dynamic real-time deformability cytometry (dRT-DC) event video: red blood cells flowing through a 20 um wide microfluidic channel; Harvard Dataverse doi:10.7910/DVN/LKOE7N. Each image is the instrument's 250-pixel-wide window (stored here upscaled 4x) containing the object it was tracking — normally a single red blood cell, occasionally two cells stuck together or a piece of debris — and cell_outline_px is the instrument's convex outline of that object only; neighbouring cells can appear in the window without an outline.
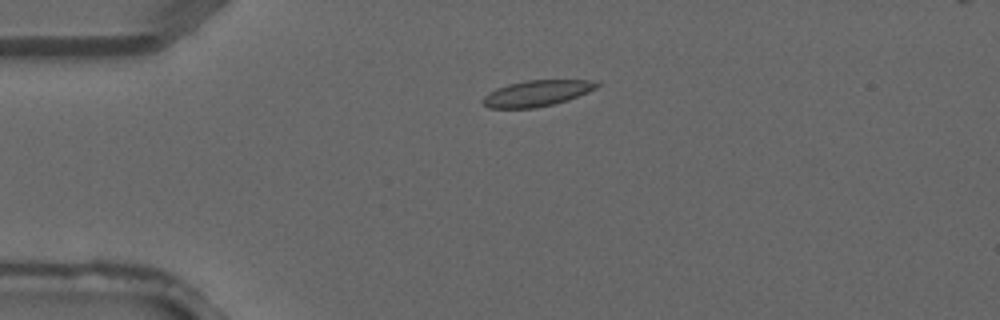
{"species": "common noctule bat (a hibernating species)", "species_latin": "Nyctalus noctula", "temperature_condition": "warm", "stored_images_in_passage": 3, "camera_frame_rate_fps": 3000, "um_per_image_px": 0.085, "animal": {"sex": "male", "forearm_length_mm": 52.5}, "frame": {"image": 1, "passage_image": 2, "time_ms": 0.333, "image_size_px": [1000, 320], "cell_outline_px": [[600, 84], [596, 88], [588, 92], [568, 100], [536, 108], [488, 108], [480, 100], [488, 92], [496, 88], [508, 84], [528, 80], [588, 80]], "centroid_in_image_um": [45.58, 7.93], "position_along_channel_um": 39.4, "area_um2": 17.22}}